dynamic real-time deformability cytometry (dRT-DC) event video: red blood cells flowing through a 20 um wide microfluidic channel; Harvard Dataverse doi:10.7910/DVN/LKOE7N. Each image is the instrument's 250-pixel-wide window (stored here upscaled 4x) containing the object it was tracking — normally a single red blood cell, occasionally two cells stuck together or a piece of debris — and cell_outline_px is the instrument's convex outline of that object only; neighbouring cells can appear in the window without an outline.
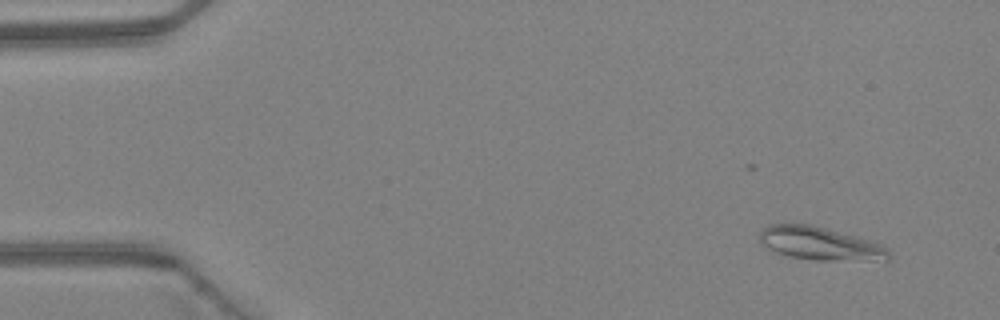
{"species": "Egyptian fruit bat (a non-hibernating species)", "species_latin": "Rousettus aegyptiacus", "temperature_condition": "warm", "stored_images_in_passage": 5, "camera_frame_rate_fps": 3000, "um_per_image_px": 0.085, "animal": {"sex": "female"}, "frame": {"image": 1, "passage_image": 1, "time_ms": 0.0, "image_size_px": [1000, 320], "cell_outline_px": [[892, 256], [888, 260], [816, 260], [792, 256], [776, 252], [768, 248], [760, 240], [760, 232], [768, 224], [784, 220], [808, 224], [828, 228], [868, 240], [880, 244], [888, 248]], "centroid_in_image_um": [69.68, 20.66], "position_along_channel_um": 15.3, "area_um2": 25.26}}